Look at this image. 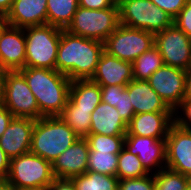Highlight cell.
Listing matches in <instances>:
<instances>
[{"mask_svg": "<svg viewBox=\"0 0 191 190\" xmlns=\"http://www.w3.org/2000/svg\"><path fill=\"white\" fill-rule=\"evenodd\" d=\"M103 52V42L62 29L55 70L65 74L71 81L91 79Z\"/></svg>", "mask_w": 191, "mask_h": 190, "instance_id": "6da1fadb", "label": "cell"}, {"mask_svg": "<svg viewBox=\"0 0 191 190\" xmlns=\"http://www.w3.org/2000/svg\"><path fill=\"white\" fill-rule=\"evenodd\" d=\"M34 94L43 116H59L69 99L71 80L55 69L25 67L18 70Z\"/></svg>", "mask_w": 191, "mask_h": 190, "instance_id": "7a4b0ae2", "label": "cell"}, {"mask_svg": "<svg viewBox=\"0 0 191 190\" xmlns=\"http://www.w3.org/2000/svg\"><path fill=\"white\" fill-rule=\"evenodd\" d=\"M79 137L60 116H43L35 120L30 152L53 163Z\"/></svg>", "mask_w": 191, "mask_h": 190, "instance_id": "3957f363", "label": "cell"}, {"mask_svg": "<svg viewBox=\"0 0 191 190\" xmlns=\"http://www.w3.org/2000/svg\"><path fill=\"white\" fill-rule=\"evenodd\" d=\"M7 179L14 190L48 188L54 181L52 163L31 152L10 159Z\"/></svg>", "mask_w": 191, "mask_h": 190, "instance_id": "277c9868", "label": "cell"}, {"mask_svg": "<svg viewBox=\"0 0 191 190\" xmlns=\"http://www.w3.org/2000/svg\"><path fill=\"white\" fill-rule=\"evenodd\" d=\"M61 31V28L49 24L24 28L25 67L55 69Z\"/></svg>", "mask_w": 191, "mask_h": 190, "instance_id": "5b68a950", "label": "cell"}, {"mask_svg": "<svg viewBox=\"0 0 191 190\" xmlns=\"http://www.w3.org/2000/svg\"><path fill=\"white\" fill-rule=\"evenodd\" d=\"M119 22V7L95 10L78 7L72 22L65 29L69 33L88 39L105 42L116 30Z\"/></svg>", "mask_w": 191, "mask_h": 190, "instance_id": "8992f818", "label": "cell"}, {"mask_svg": "<svg viewBox=\"0 0 191 190\" xmlns=\"http://www.w3.org/2000/svg\"><path fill=\"white\" fill-rule=\"evenodd\" d=\"M119 22L153 34L173 24V18L151 0H125L119 6Z\"/></svg>", "mask_w": 191, "mask_h": 190, "instance_id": "52a82bcc", "label": "cell"}, {"mask_svg": "<svg viewBox=\"0 0 191 190\" xmlns=\"http://www.w3.org/2000/svg\"><path fill=\"white\" fill-rule=\"evenodd\" d=\"M154 46V34L119 24L104 42V51L123 61L133 62Z\"/></svg>", "mask_w": 191, "mask_h": 190, "instance_id": "ba28073f", "label": "cell"}, {"mask_svg": "<svg viewBox=\"0 0 191 190\" xmlns=\"http://www.w3.org/2000/svg\"><path fill=\"white\" fill-rule=\"evenodd\" d=\"M14 117L38 120L43 115L34 94L31 92L24 76L18 71H7L4 97L1 103Z\"/></svg>", "mask_w": 191, "mask_h": 190, "instance_id": "9c48e42d", "label": "cell"}, {"mask_svg": "<svg viewBox=\"0 0 191 190\" xmlns=\"http://www.w3.org/2000/svg\"><path fill=\"white\" fill-rule=\"evenodd\" d=\"M154 45L158 48L164 65L185 71L191 68V38L175 24L155 33Z\"/></svg>", "mask_w": 191, "mask_h": 190, "instance_id": "30bf717a", "label": "cell"}, {"mask_svg": "<svg viewBox=\"0 0 191 190\" xmlns=\"http://www.w3.org/2000/svg\"><path fill=\"white\" fill-rule=\"evenodd\" d=\"M187 71L163 65L147 80L151 88L174 111L182 102L185 93Z\"/></svg>", "mask_w": 191, "mask_h": 190, "instance_id": "8fae6325", "label": "cell"}, {"mask_svg": "<svg viewBox=\"0 0 191 190\" xmlns=\"http://www.w3.org/2000/svg\"><path fill=\"white\" fill-rule=\"evenodd\" d=\"M166 168L191 178V130L175 123L166 137Z\"/></svg>", "mask_w": 191, "mask_h": 190, "instance_id": "7c38bea8", "label": "cell"}, {"mask_svg": "<svg viewBox=\"0 0 191 190\" xmlns=\"http://www.w3.org/2000/svg\"><path fill=\"white\" fill-rule=\"evenodd\" d=\"M24 28L4 24L0 29V67L8 71L25 68Z\"/></svg>", "mask_w": 191, "mask_h": 190, "instance_id": "4fadbf2b", "label": "cell"}, {"mask_svg": "<svg viewBox=\"0 0 191 190\" xmlns=\"http://www.w3.org/2000/svg\"><path fill=\"white\" fill-rule=\"evenodd\" d=\"M124 147L138 156L149 174L154 168L158 167L157 172L166 168V139L125 135Z\"/></svg>", "mask_w": 191, "mask_h": 190, "instance_id": "5bb4252c", "label": "cell"}, {"mask_svg": "<svg viewBox=\"0 0 191 190\" xmlns=\"http://www.w3.org/2000/svg\"><path fill=\"white\" fill-rule=\"evenodd\" d=\"M89 145L85 138H79L52 163L55 178L71 179L87 172Z\"/></svg>", "mask_w": 191, "mask_h": 190, "instance_id": "9a60e30c", "label": "cell"}, {"mask_svg": "<svg viewBox=\"0 0 191 190\" xmlns=\"http://www.w3.org/2000/svg\"><path fill=\"white\" fill-rule=\"evenodd\" d=\"M35 120L13 117L0 137V147L11 159L30 152Z\"/></svg>", "mask_w": 191, "mask_h": 190, "instance_id": "2e32d148", "label": "cell"}, {"mask_svg": "<svg viewBox=\"0 0 191 190\" xmlns=\"http://www.w3.org/2000/svg\"><path fill=\"white\" fill-rule=\"evenodd\" d=\"M174 112H145L135 114L128 123L126 135L166 139L174 123Z\"/></svg>", "mask_w": 191, "mask_h": 190, "instance_id": "e0dca14e", "label": "cell"}, {"mask_svg": "<svg viewBox=\"0 0 191 190\" xmlns=\"http://www.w3.org/2000/svg\"><path fill=\"white\" fill-rule=\"evenodd\" d=\"M100 86H126L133 80L132 63L103 52L90 79Z\"/></svg>", "mask_w": 191, "mask_h": 190, "instance_id": "ac0fdd59", "label": "cell"}, {"mask_svg": "<svg viewBox=\"0 0 191 190\" xmlns=\"http://www.w3.org/2000/svg\"><path fill=\"white\" fill-rule=\"evenodd\" d=\"M6 24L26 28L47 24V0H13Z\"/></svg>", "mask_w": 191, "mask_h": 190, "instance_id": "d6986e66", "label": "cell"}, {"mask_svg": "<svg viewBox=\"0 0 191 190\" xmlns=\"http://www.w3.org/2000/svg\"><path fill=\"white\" fill-rule=\"evenodd\" d=\"M135 114L174 112L151 88L147 80H132L126 85Z\"/></svg>", "mask_w": 191, "mask_h": 190, "instance_id": "ffe728a7", "label": "cell"}, {"mask_svg": "<svg viewBox=\"0 0 191 190\" xmlns=\"http://www.w3.org/2000/svg\"><path fill=\"white\" fill-rule=\"evenodd\" d=\"M128 124L118 113V110L108 103L100 102L91 113L89 134L126 135Z\"/></svg>", "mask_w": 191, "mask_h": 190, "instance_id": "44dd1931", "label": "cell"}, {"mask_svg": "<svg viewBox=\"0 0 191 190\" xmlns=\"http://www.w3.org/2000/svg\"><path fill=\"white\" fill-rule=\"evenodd\" d=\"M69 100L78 109L94 110L101 102V87L90 79L71 81Z\"/></svg>", "mask_w": 191, "mask_h": 190, "instance_id": "7402d4cb", "label": "cell"}, {"mask_svg": "<svg viewBox=\"0 0 191 190\" xmlns=\"http://www.w3.org/2000/svg\"><path fill=\"white\" fill-rule=\"evenodd\" d=\"M78 7V0H47V24L66 29Z\"/></svg>", "mask_w": 191, "mask_h": 190, "instance_id": "603a6c76", "label": "cell"}, {"mask_svg": "<svg viewBox=\"0 0 191 190\" xmlns=\"http://www.w3.org/2000/svg\"><path fill=\"white\" fill-rule=\"evenodd\" d=\"M94 110L78 109L69 99L63 112L59 115L70 126L79 138L89 135L91 126V113Z\"/></svg>", "mask_w": 191, "mask_h": 190, "instance_id": "cb8c5ba5", "label": "cell"}, {"mask_svg": "<svg viewBox=\"0 0 191 190\" xmlns=\"http://www.w3.org/2000/svg\"><path fill=\"white\" fill-rule=\"evenodd\" d=\"M163 65V58L158 48L154 45L132 62L133 79L148 80Z\"/></svg>", "mask_w": 191, "mask_h": 190, "instance_id": "d4e9b609", "label": "cell"}, {"mask_svg": "<svg viewBox=\"0 0 191 190\" xmlns=\"http://www.w3.org/2000/svg\"><path fill=\"white\" fill-rule=\"evenodd\" d=\"M76 190H118L119 179L98 172L87 171L71 178Z\"/></svg>", "mask_w": 191, "mask_h": 190, "instance_id": "484cf974", "label": "cell"}, {"mask_svg": "<svg viewBox=\"0 0 191 190\" xmlns=\"http://www.w3.org/2000/svg\"><path fill=\"white\" fill-rule=\"evenodd\" d=\"M149 173L142 166L138 156L130 153L125 147L121 150L118 157V167L116 176L119 180L139 178Z\"/></svg>", "mask_w": 191, "mask_h": 190, "instance_id": "4316f807", "label": "cell"}, {"mask_svg": "<svg viewBox=\"0 0 191 190\" xmlns=\"http://www.w3.org/2000/svg\"><path fill=\"white\" fill-rule=\"evenodd\" d=\"M119 154L104 151H90L87 171L116 176Z\"/></svg>", "mask_w": 191, "mask_h": 190, "instance_id": "83f0119b", "label": "cell"}, {"mask_svg": "<svg viewBox=\"0 0 191 190\" xmlns=\"http://www.w3.org/2000/svg\"><path fill=\"white\" fill-rule=\"evenodd\" d=\"M155 190H186L191 178L168 168L155 172Z\"/></svg>", "mask_w": 191, "mask_h": 190, "instance_id": "f1b7e54d", "label": "cell"}, {"mask_svg": "<svg viewBox=\"0 0 191 190\" xmlns=\"http://www.w3.org/2000/svg\"><path fill=\"white\" fill-rule=\"evenodd\" d=\"M90 151H104L119 154L124 148L125 135L89 134L85 137Z\"/></svg>", "mask_w": 191, "mask_h": 190, "instance_id": "f546056e", "label": "cell"}, {"mask_svg": "<svg viewBox=\"0 0 191 190\" xmlns=\"http://www.w3.org/2000/svg\"><path fill=\"white\" fill-rule=\"evenodd\" d=\"M118 190H155L154 174L119 180Z\"/></svg>", "mask_w": 191, "mask_h": 190, "instance_id": "4dcf8cb0", "label": "cell"}, {"mask_svg": "<svg viewBox=\"0 0 191 190\" xmlns=\"http://www.w3.org/2000/svg\"><path fill=\"white\" fill-rule=\"evenodd\" d=\"M183 111L184 117L178 116L179 109ZM178 109V110H177ZM177 111V112H176ZM174 123L183 129L191 130V100L190 99H183L182 102L176 107L174 110Z\"/></svg>", "mask_w": 191, "mask_h": 190, "instance_id": "1f68e13d", "label": "cell"}, {"mask_svg": "<svg viewBox=\"0 0 191 190\" xmlns=\"http://www.w3.org/2000/svg\"><path fill=\"white\" fill-rule=\"evenodd\" d=\"M123 120L128 124L135 115L133 105L131 104L128 90L125 88L119 93L118 105L115 107Z\"/></svg>", "mask_w": 191, "mask_h": 190, "instance_id": "d6a6232c", "label": "cell"}, {"mask_svg": "<svg viewBox=\"0 0 191 190\" xmlns=\"http://www.w3.org/2000/svg\"><path fill=\"white\" fill-rule=\"evenodd\" d=\"M173 24L191 38V0L185 4L180 13L173 19Z\"/></svg>", "mask_w": 191, "mask_h": 190, "instance_id": "836d02e7", "label": "cell"}, {"mask_svg": "<svg viewBox=\"0 0 191 190\" xmlns=\"http://www.w3.org/2000/svg\"><path fill=\"white\" fill-rule=\"evenodd\" d=\"M157 7L169 14L173 19L180 13L189 0H151Z\"/></svg>", "mask_w": 191, "mask_h": 190, "instance_id": "e575fe53", "label": "cell"}, {"mask_svg": "<svg viewBox=\"0 0 191 190\" xmlns=\"http://www.w3.org/2000/svg\"><path fill=\"white\" fill-rule=\"evenodd\" d=\"M101 87V101L116 107L118 105L119 93L122 92L126 86L110 85Z\"/></svg>", "mask_w": 191, "mask_h": 190, "instance_id": "d590c367", "label": "cell"}, {"mask_svg": "<svg viewBox=\"0 0 191 190\" xmlns=\"http://www.w3.org/2000/svg\"><path fill=\"white\" fill-rule=\"evenodd\" d=\"M79 6L85 9L101 10L112 7V3L109 0H78Z\"/></svg>", "mask_w": 191, "mask_h": 190, "instance_id": "8d00e7d4", "label": "cell"}, {"mask_svg": "<svg viewBox=\"0 0 191 190\" xmlns=\"http://www.w3.org/2000/svg\"><path fill=\"white\" fill-rule=\"evenodd\" d=\"M13 117V114L5 106L0 104V137L6 131Z\"/></svg>", "mask_w": 191, "mask_h": 190, "instance_id": "74e56055", "label": "cell"}, {"mask_svg": "<svg viewBox=\"0 0 191 190\" xmlns=\"http://www.w3.org/2000/svg\"><path fill=\"white\" fill-rule=\"evenodd\" d=\"M49 190H76L71 179L55 178L48 187Z\"/></svg>", "mask_w": 191, "mask_h": 190, "instance_id": "f35d334b", "label": "cell"}, {"mask_svg": "<svg viewBox=\"0 0 191 190\" xmlns=\"http://www.w3.org/2000/svg\"><path fill=\"white\" fill-rule=\"evenodd\" d=\"M10 158L0 147V180L7 178L9 171Z\"/></svg>", "mask_w": 191, "mask_h": 190, "instance_id": "ab89813d", "label": "cell"}, {"mask_svg": "<svg viewBox=\"0 0 191 190\" xmlns=\"http://www.w3.org/2000/svg\"><path fill=\"white\" fill-rule=\"evenodd\" d=\"M183 99L191 100V68L187 70V75L185 79V93Z\"/></svg>", "mask_w": 191, "mask_h": 190, "instance_id": "60d3db41", "label": "cell"}, {"mask_svg": "<svg viewBox=\"0 0 191 190\" xmlns=\"http://www.w3.org/2000/svg\"><path fill=\"white\" fill-rule=\"evenodd\" d=\"M13 0H0V16L5 17L10 11Z\"/></svg>", "mask_w": 191, "mask_h": 190, "instance_id": "b9f144b4", "label": "cell"}, {"mask_svg": "<svg viewBox=\"0 0 191 190\" xmlns=\"http://www.w3.org/2000/svg\"><path fill=\"white\" fill-rule=\"evenodd\" d=\"M7 71L8 70L0 67V104L2 103L4 97L5 79Z\"/></svg>", "mask_w": 191, "mask_h": 190, "instance_id": "7bdbcfd3", "label": "cell"}, {"mask_svg": "<svg viewBox=\"0 0 191 190\" xmlns=\"http://www.w3.org/2000/svg\"><path fill=\"white\" fill-rule=\"evenodd\" d=\"M0 190H14L7 178L0 180Z\"/></svg>", "mask_w": 191, "mask_h": 190, "instance_id": "ee69618b", "label": "cell"}, {"mask_svg": "<svg viewBox=\"0 0 191 190\" xmlns=\"http://www.w3.org/2000/svg\"><path fill=\"white\" fill-rule=\"evenodd\" d=\"M112 5L119 7L125 0H109Z\"/></svg>", "mask_w": 191, "mask_h": 190, "instance_id": "f6af8a7d", "label": "cell"}, {"mask_svg": "<svg viewBox=\"0 0 191 190\" xmlns=\"http://www.w3.org/2000/svg\"><path fill=\"white\" fill-rule=\"evenodd\" d=\"M5 24L4 17L0 16V29Z\"/></svg>", "mask_w": 191, "mask_h": 190, "instance_id": "bcb514c9", "label": "cell"}, {"mask_svg": "<svg viewBox=\"0 0 191 190\" xmlns=\"http://www.w3.org/2000/svg\"><path fill=\"white\" fill-rule=\"evenodd\" d=\"M186 190H191V181H190L189 184L187 185Z\"/></svg>", "mask_w": 191, "mask_h": 190, "instance_id": "7dc6e473", "label": "cell"}, {"mask_svg": "<svg viewBox=\"0 0 191 190\" xmlns=\"http://www.w3.org/2000/svg\"><path fill=\"white\" fill-rule=\"evenodd\" d=\"M30 190H49V188L30 189Z\"/></svg>", "mask_w": 191, "mask_h": 190, "instance_id": "c3c4849f", "label": "cell"}]
</instances>
